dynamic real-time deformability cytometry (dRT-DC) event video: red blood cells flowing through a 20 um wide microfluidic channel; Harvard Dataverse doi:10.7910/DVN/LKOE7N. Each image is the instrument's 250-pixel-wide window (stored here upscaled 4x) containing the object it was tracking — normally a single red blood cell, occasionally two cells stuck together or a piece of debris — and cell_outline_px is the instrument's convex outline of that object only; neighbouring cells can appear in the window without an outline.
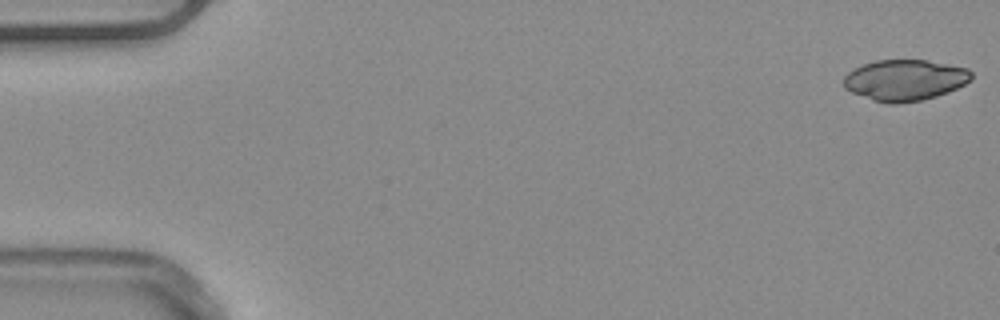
{"species": "common noctule bat (a hibernating species)", "species_latin": "Nyctalus noctula", "temperature_condition": "warm", "stored_images_in_passage": 52, "camera_frame_rate_fps": 3000, "um_per_image_px": 0.085, "animal": {"sex": "male", "body_mass_g": 20.4}, "frame": {"image": 1, "passage_image": 1, "time_ms": 0.0, "image_size_px": [1000, 320], "cell_outline_px": [[972, 80], [948, 92], [936, 96], [920, 100], [896, 104], [888, 104], [872, 100], [852, 92], [844, 88], [844, 76], [848, 72], [864, 64], [876, 60], [928, 60], [968, 68], [972, 72]], "centroid_in_image_um": [76.92, 6.81], "position_along_channel_um": 8.1, "area_um2": 30.52}}